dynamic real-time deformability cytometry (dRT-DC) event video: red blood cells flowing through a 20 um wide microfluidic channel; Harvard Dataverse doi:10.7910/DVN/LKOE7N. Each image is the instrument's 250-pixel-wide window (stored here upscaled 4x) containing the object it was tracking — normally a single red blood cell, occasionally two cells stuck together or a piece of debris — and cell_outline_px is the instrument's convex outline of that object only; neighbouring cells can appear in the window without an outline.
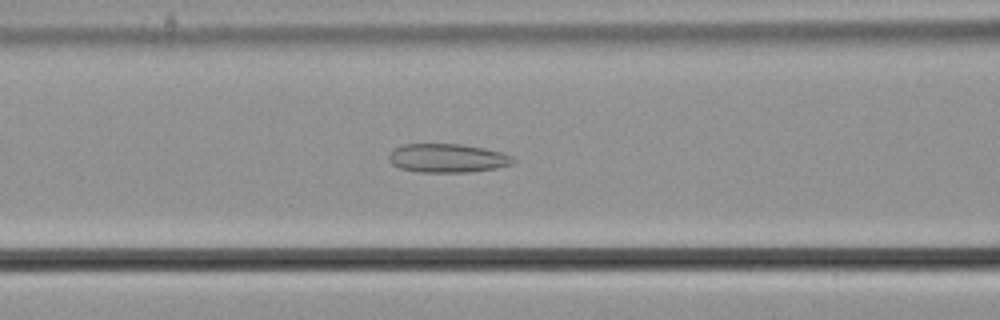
{"species": "common noctule bat (a hibernating species)", "species_latin": "Nyctalus noctula", "temperature_condition": "cold", "stored_images_in_passage": 56, "camera_frame_rate_fps": 3000, "um_per_image_px": 0.085, "animal": {"sex": "male", "body_mass_g": 21.5, "forearm_length_mm": 52.0}, "frame": {"image": 1, "passage_image": 23, "time_ms": 7.333, "image_size_px": [1000, 320], "cell_outline_px": [[516, 160], [512, 164], [496, 168], [472, 172], [420, 172], [400, 168], [392, 164], [388, 160], [388, 156], [392, 148], [404, 144], [460, 144], [484, 148], [500, 152], [512, 156]], "centroid_in_image_um": [38.01, 13.44], "position_along_channel_um": 128.6, "area_um2": 20.92}}
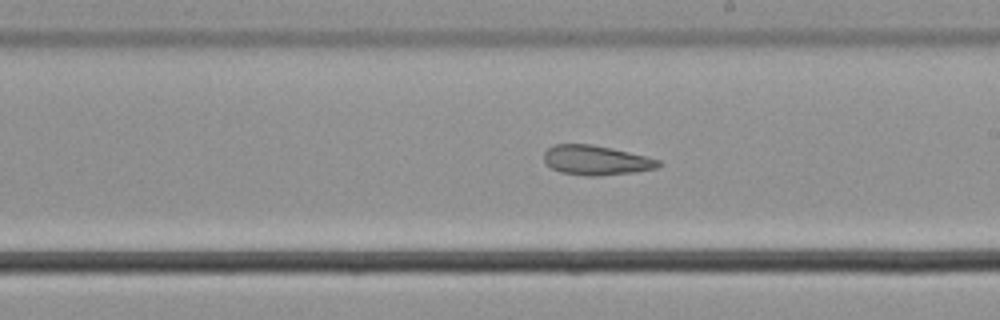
{"frame": {"image": 2, "passage_image": 32, "time_ms": 10.333, "image_size_px": [1000, 320], "cell_outline_px": [[664, 164], [656, 168], [636, 172], [596, 176], [584, 176], [560, 172], [552, 168], [544, 160], [544, 152], [548, 148], [556, 144], [592, 144], [612, 148], [660, 160]], "centroid_in_image_um": [50.68, 13.62], "position_along_channel_um": 238.3, "area_um2": 19.77}}
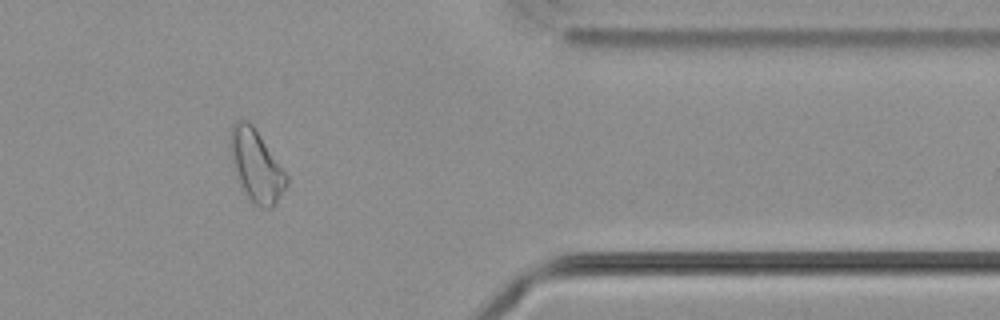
{"frame": {"image": 3, "passage_image": 46, "time_ms": 15.0, "image_size_px": [1000, 320], "cell_outline_px": [[288, 184], [276, 204], [272, 208], [260, 208], [252, 204], [244, 192], [240, 184], [228, 148], [228, 140], [232, 124], [236, 120], [248, 120], [252, 124], [288, 176]], "centroid_in_image_um": [21.76, 14.09], "position_along_channel_um": 389.6, "area_um2": 23.7}, "authors_computed_cell_mechanics": {"area_um2": 24.276, "velocity_mm_per_s": 3.6635, "shape_relaxation_time_tau1_ms": null, "shape_relaxation_time_tau2_ms": 4.4718, "deformation_change_tau1": null, "deformation_change_tau2": 0.1304}}